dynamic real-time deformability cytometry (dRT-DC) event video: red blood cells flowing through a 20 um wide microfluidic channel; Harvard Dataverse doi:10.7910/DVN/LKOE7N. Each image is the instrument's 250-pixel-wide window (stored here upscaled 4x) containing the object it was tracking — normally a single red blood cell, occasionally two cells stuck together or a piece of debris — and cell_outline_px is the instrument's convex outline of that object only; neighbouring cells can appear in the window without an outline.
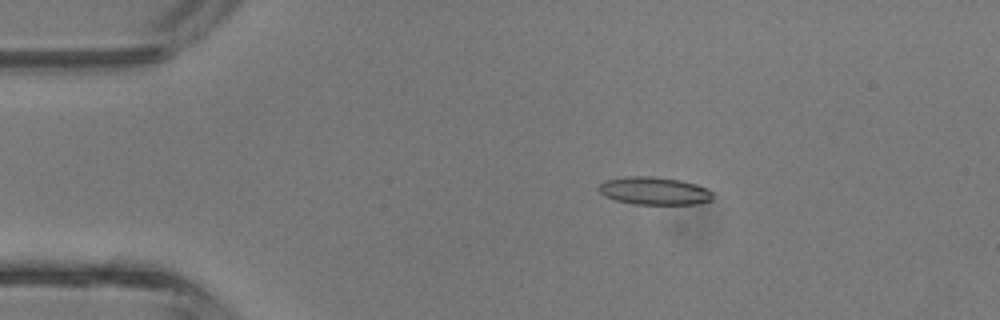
{"species": "common noctule bat (a hibernating species)", "species_latin": "Nyctalus noctula", "temperature_condition": "room temperature", "stored_images_in_passage": 3, "camera_frame_rate_fps": 3000, "um_per_image_px": 0.085, "animal": {"sex": "male", "body_mass_g": 13.3}, "frame": {"image": 1, "passage_image": 2, "time_ms": 1.333, "image_size_px": [1000, 320], "cell_outline_px": [[712, 200], [692, 204], [636, 204], [616, 200], [604, 196], [600, 192], [600, 184], [604, 180], [624, 176], [652, 176], [680, 180], [696, 184], [708, 188], [712, 192]], "centroid_in_image_um": [55.61, 16.21], "position_along_channel_um": 29.4, "area_um2": 18.44}}